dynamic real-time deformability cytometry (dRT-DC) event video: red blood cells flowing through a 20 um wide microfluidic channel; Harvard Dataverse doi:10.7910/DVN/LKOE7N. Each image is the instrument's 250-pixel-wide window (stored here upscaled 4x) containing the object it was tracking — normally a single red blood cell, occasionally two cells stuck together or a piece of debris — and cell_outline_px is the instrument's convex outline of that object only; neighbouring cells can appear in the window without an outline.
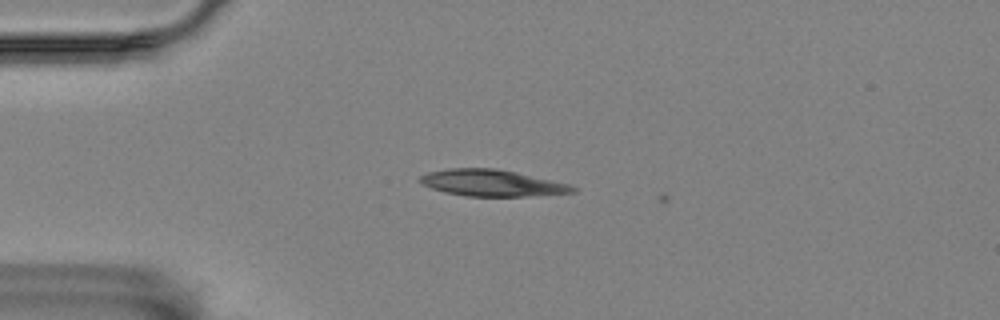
{"species": "Egyptian fruit bat (a non-hibernating species)", "species_latin": "Rousettus aegyptiacus", "temperature_condition": "room temperature", "stored_images_in_passage": 2, "camera_frame_rate_fps": 3000, "um_per_image_px": 0.085, "animal": {"sex": "female"}, "frame": {"image": 1, "passage_image": 1, "time_ms": 0.0, "image_size_px": [1000, 320], "cell_outline_px": [[576, 192], [528, 196], [468, 196], [444, 192], [420, 184], [416, 180], [420, 176], [428, 172], [448, 168], [496, 168], [516, 172], [568, 184], [576, 188]], "centroid_in_image_um": [41.74, 15.55], "position_along_channel_um": 43.3, "area_um2": 23.52}}